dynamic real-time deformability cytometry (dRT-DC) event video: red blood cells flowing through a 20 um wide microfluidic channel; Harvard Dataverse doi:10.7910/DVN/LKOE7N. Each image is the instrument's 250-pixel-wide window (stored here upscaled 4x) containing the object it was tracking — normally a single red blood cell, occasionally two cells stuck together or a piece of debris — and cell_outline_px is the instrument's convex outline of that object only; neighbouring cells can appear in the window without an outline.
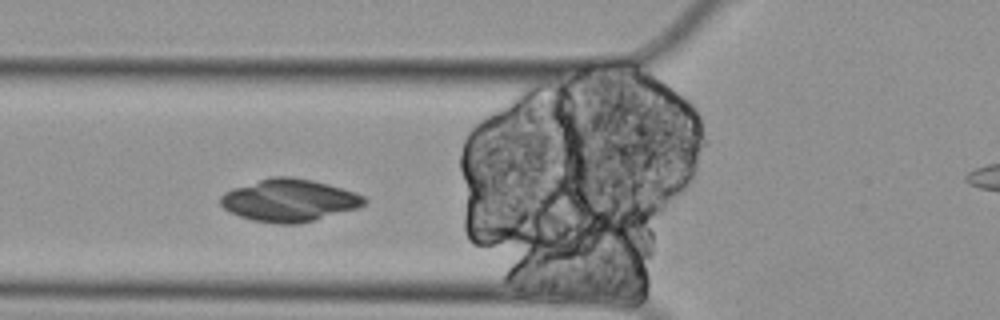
{"species": "Egyptian fruit bat (a non-hibernating species)", "species_latin": "Rousettus aegyptiacus", "temperature_condition": "cold", "stored_images_in_passage": 6, "segment_of_instrument_passage": [1, 2], "camera_frame_rate_fps": 3000, "um_per_image_px": 0.085, "animal": {"sex": "female"}, "frame": {"image": 1, "passage_image": 3, "time_ms": 0.667, "image_size_px": [1000, 320], "cell_outline_px": [[368, 200], [364, 204], [356, 208], [312, 220], [296, 224], [276, 224], [252, 220], [228, 212], [220, 204], [220, 196], [224, 192], [232, 188], [272, 176], [288, 176], [312, 180], [328, 184], [356, 192], [364, 196]], "centroid_in_image_um": [24.54, 17.02], "position_along_channel_um": 101.3, "area_um2": 35.37}}
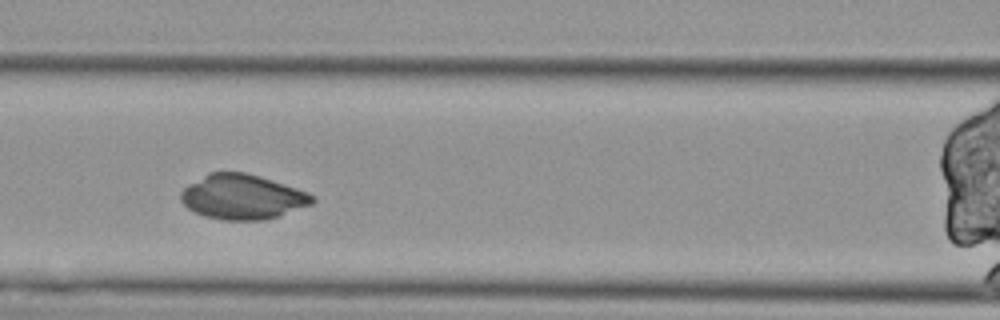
{"frame": {"image": 2, "passage_image": 4, "time_ms": 1.0, "image_size_px": [1000, 320], "cell_outline_px": [[316, 200], [312, 204], [264, 220], [224, 220], [204, 216], [188, 208], [180, 200], [180, 192], [188, 184], [208, 172], [248, 172], [308, 192], [316, 196]], "centroid_in_image_um": [20.59, 16.72], "position_along_channel_um": 146.0, "area_um2": 34.33}}
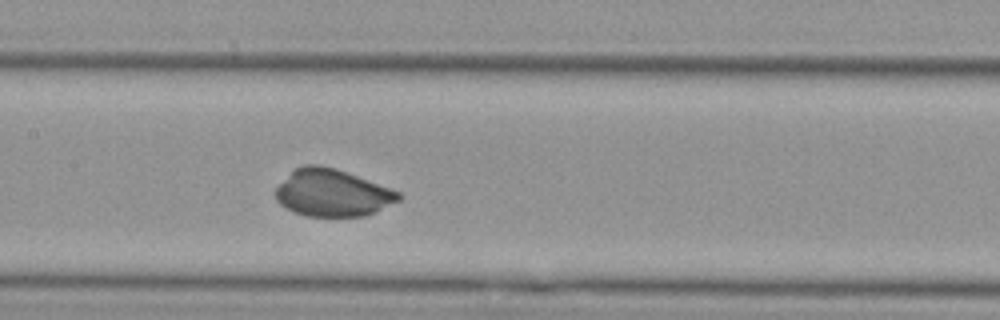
{"frame": {"image": 3, "passage_image": 5, "time_ms": 1.333, "image_size_px": [1000, 320], "cell_outline_px": [[404, 196], [400, 200], [376, 212], [364, 216], [308, 216], [292, 212], [280, 204], [276, 200], [276, 188], [296, 168], [304, 164], [320, 164], [336, 168], [400, 192]], "centroid_in_image_um": [28.27, 16.4], "position_along_channel_um": 179.1, "area_um2": 33.7}}